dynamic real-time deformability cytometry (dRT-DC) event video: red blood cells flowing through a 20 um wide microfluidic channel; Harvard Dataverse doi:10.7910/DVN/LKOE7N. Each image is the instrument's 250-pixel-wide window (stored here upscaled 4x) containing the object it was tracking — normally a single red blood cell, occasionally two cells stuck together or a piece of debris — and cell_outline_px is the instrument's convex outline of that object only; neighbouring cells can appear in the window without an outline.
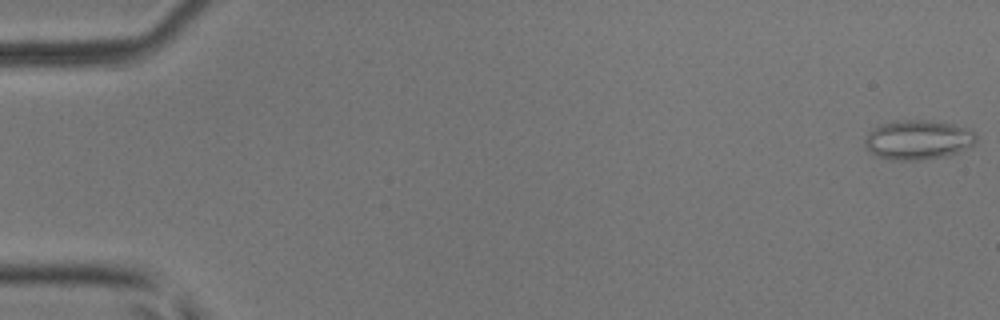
{"species": "common noctule bat (a hibernating species)", "species_latin": "Nyctalus noctula", "temperature_condition": "room temperature", "stored_images_in_passage": 6, "camera_frame_rate_fps": 3000, "um_per_image_px": 0.085, "animal": {"sex": "male", "body_mass_g": 17.9, "forearm_length_mm": 54.2}, "frame": {"image": 1, "passage_image": 1, "time_ms": 0.0, "image_size_px": [1000, 320], "cell_outline_px": [[976, 144], [972, 148], [948, 156], [916, 160], [888, 160], [872, 152], [864, 144], [864, 140], [868, 132], [880, 124], [896, 120], [924, 120], [952, 124], [968, 128], [976, 136]], "centroid_in_image_um": [78.07, 11.89], "position_along_channel_um": 6.9, "area_um2": 25.78}}